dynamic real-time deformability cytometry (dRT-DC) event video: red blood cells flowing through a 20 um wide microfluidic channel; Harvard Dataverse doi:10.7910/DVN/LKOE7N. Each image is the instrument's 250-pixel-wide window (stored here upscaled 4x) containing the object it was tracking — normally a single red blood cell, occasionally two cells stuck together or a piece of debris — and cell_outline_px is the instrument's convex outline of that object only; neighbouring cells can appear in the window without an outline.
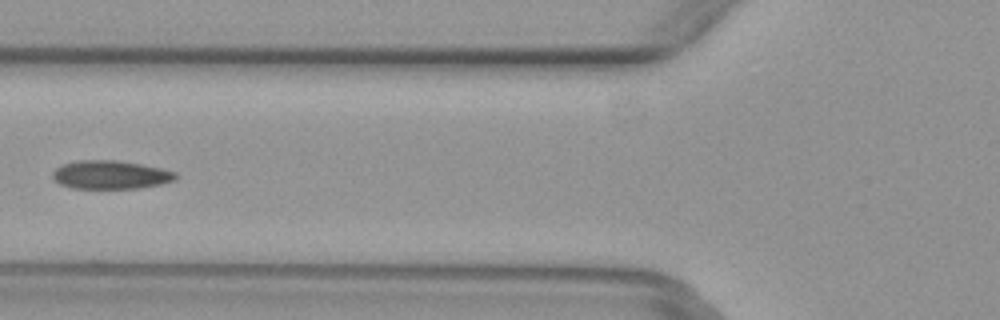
{"species": "common noctule bat (a hibernating species)", "species_latin": "Nyctalus noctula", "temperature_condition": "warm", "stored_images_in_passage": 6, "camera_frame_rate_fps": 3000, "um_per_image_px": 0.085, "animal": {"sex": "female", "body_mass_g": 29.2, "forearm_length_mm": 56.3}, "frame": {"image": 1, "passage_image": 6, "time_ms": 1.667, "image_size_px": [1000, 320], "cell_outline_px": [[176, 180], [160, 184], [140, 188], [72, 188], [60, 184], [52, 176], [52, 172], [56, 168], [64, 164], [76, 160], [116, 160], [140, 164], [160, 168], [176, 172]], "centroid_in_image_um": [9.39, 14.85], "position_along_channel_um": 116.4, "area_um2": 20.29}}